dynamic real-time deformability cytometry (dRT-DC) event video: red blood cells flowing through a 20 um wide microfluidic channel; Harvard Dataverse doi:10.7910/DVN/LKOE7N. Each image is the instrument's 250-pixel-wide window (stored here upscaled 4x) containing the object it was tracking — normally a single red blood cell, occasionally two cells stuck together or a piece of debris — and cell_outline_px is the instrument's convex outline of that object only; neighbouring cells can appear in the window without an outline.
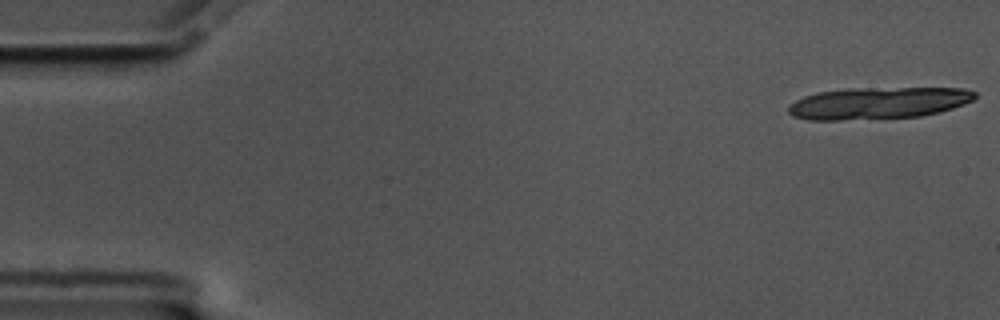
{"species": "common noctule bat (a hibernating species)", "species_latin": "Nyctalus noctula", "temperature_condition": "cold", "stored_images_in_passage": 5, "camera_frame_rate_fps": 3000, "um_per_image_px": 0.085, "animal": {"sex": "male", "body_mass_g": 17.5, "forearm_length_mm": 52.3}, "frame": {"image": 1, "passage_image": 1, "time_ms": 0.0, "image_size_px": [1000, 320], "cell_outline_px": [[976, 96], [972, 100], [964, 104], [940, 112], [920, 116], [840, 120], [808, 120], [792, 116], [788, 112], [788, 108], [796, 100], [804, 96], [816, 92], [852, 88], [964, 88], [976, 92]], "centroid_in_image_um": [74.64, 8.76], "position_along_channel_um": 10.4, "area_um2": 34.56}}